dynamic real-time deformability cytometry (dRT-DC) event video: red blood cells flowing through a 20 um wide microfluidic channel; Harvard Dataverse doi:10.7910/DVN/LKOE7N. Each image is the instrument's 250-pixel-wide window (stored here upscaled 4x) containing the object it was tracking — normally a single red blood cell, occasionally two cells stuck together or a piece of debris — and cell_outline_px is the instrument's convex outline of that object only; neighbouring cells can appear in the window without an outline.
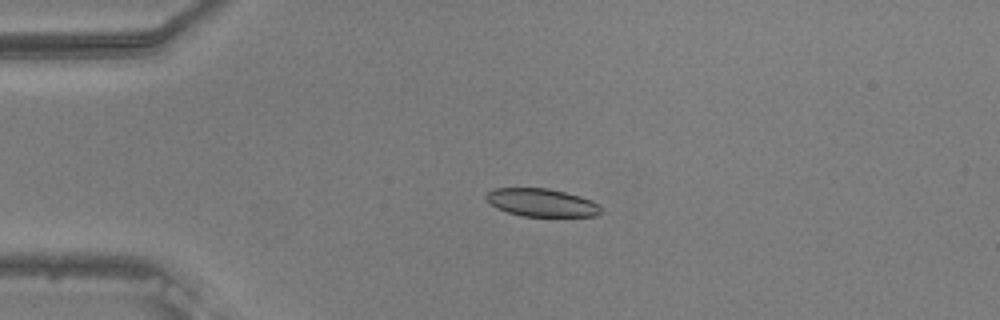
{"species": "common noctule bat (a hibernating species)", "species_latin": "Nyctalus noctula", "temperature_condition": "warm", "stored_images_in_passage": 54, "camera_frame_rate_fps": 3000, "um_per_image_px": 0.085, "animal": {"sex": "male", "body_mass_g": 20.5, "forearm_length_mm": 52.5}, "frame": {"image": 1, "passage_image": 13, "time_ms": 4.0, "image_size_px": [1000, 320], "cell_outline_px": [[604, 212], [596, 216], [520, 216], [496, 208], [484, 196], [492, 188], [548, 188], [580, 196], [592, 200], [600, 204]], "centroid_in_image_um": [46.08, 17.22], "position_along_channel_um": 38.9, "area_um2": 18.84}}
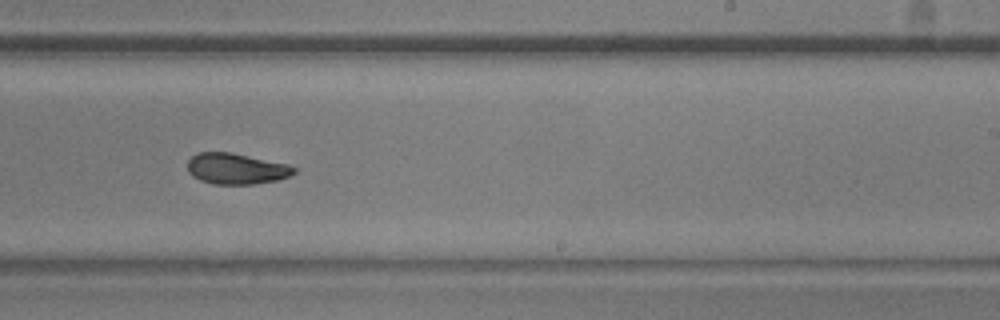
{"frame": {"image": 2, "passage_image": 34, "time_ms": 11.0, "image_size_px": [1000, 320], "cell_outline_px": [[296, 172], [288, 176], [276, 180], [252, 184], [212, 184], [200, 180], [192, 176], [188, 172], [188, 160], [196, 152], [232, 152], [288, 164], [296, 168]], "centroid_in_image_um": [20.06, 14.33], "position_along_channel_um": 268.9, "area_um2": 19.25}}
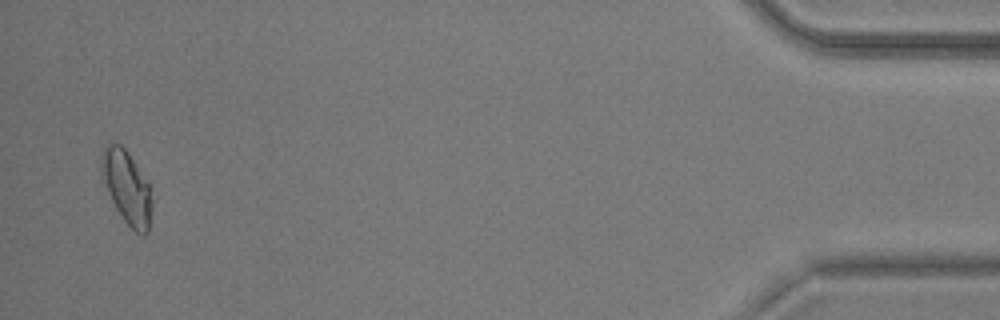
{"frame": {"image": 3, "passage_image": 53, "time_ms": 17.333, "image_size_px": [1000, 320], "cell_outline_px": [[152, 208], [148, 232], [144, 236], [136, 232], [124, 220], [116, 208], [112, 200], [100, 172], [100, 152], [104, 144], [120, 144], [128, 152], [152, 184]], "centroid_in_image_um": [10.81, 15.88], "position_along_channel_um": 424.4, "area_um2": 22.02}, "authors_computed_cell_mechanics": {"area_um2": 19.8832, "velocity_mm_per_s": 3.7435, "shape_relaxation_time_tau1_ms": 3.9704, "shape_relaxation_time_tau2_ms": 2.7388, "deformation_change_tau1": 0.1191, "deformation_change_tau2": 0.0758}}